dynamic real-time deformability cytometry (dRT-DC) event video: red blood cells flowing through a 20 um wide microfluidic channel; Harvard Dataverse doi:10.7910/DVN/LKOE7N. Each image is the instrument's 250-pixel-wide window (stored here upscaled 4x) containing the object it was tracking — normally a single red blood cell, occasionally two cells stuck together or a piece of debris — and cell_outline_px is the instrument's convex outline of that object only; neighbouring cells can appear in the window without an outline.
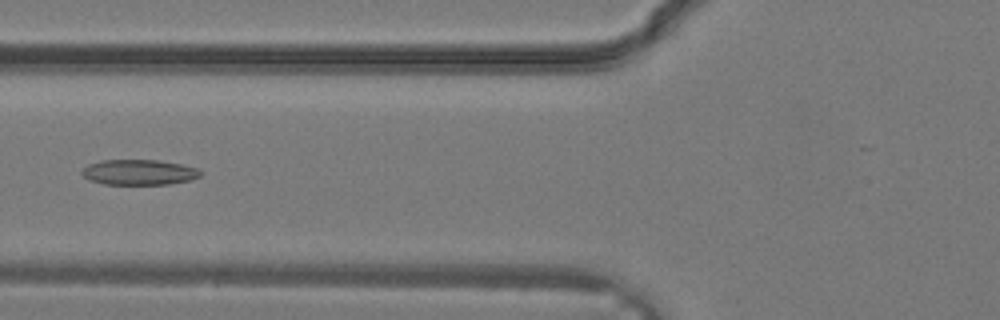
{"species": "common noctule bat (a hibernating species)", "species_latin": "Nyctalus noctula", "temperature_condition": "warm", "stored_images_in_passage": 24, "camera_frame_rate_fps": 3000, "um_per_image_px": 0.085, "animal": {"sex": "male", "body_mass_g": 19.2, "forearm_length_mm": 51.8}, "frame": {"image": 1, "passage_image": 6, "time_ms": 1.667, "image_size_px": [1000, 320], "cell_outline_px": [[204, 172], [200, 176], [192, 180], [168, 184], [104, 184], [88, 180], [80, 172], [88, 164], [100, 160], [160, 160], [200, 168]], "centroid_in_image_um": [11.85, 14.64], "position_along_channel_um": 113.9, "area_um2": 17.74}}
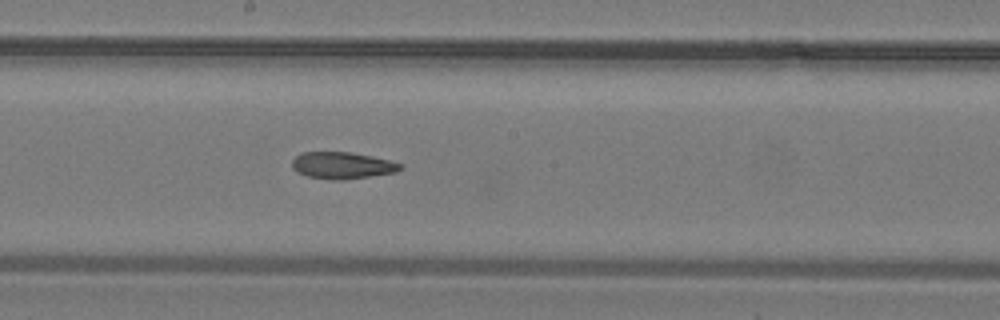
{"frame": {"image": 2, "passage_image": 11, "time_ms": 3.333, "image_size_px": [1000, 320], "cell_outline_px": [[404, 168], [396, 172], [344, 180], [332, 180], [308, 176], [296, 172], [292, 168], [292, 160], [296, 156], [304, 152], [348, 152], [372, 156], [404, 164]], "centroid_in_image_um": [29.11, 14.06], "position_along_channel_um": 219.1, "area_um2": 16.94}}
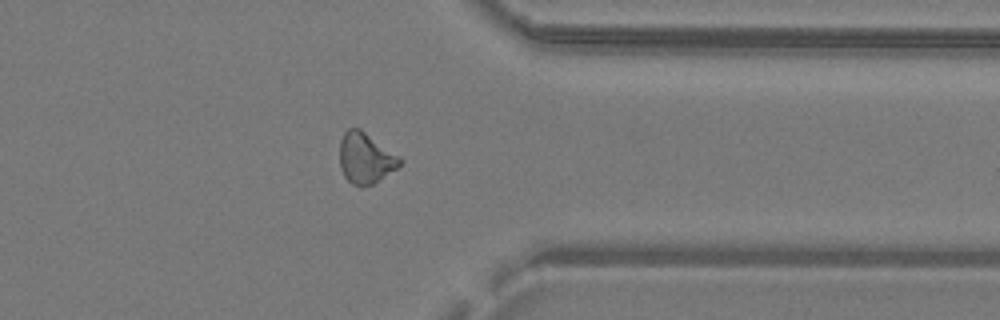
{"frame": {"image": 3, "passage_image": 19, "time_ms": 6.0, "image_size_px": [1000, 320], "cell_outline_px": [[404, 160], [396, 168], [372, 184], [360, 188], [352, 184], [344, 176], [340, 168], [340, 140], [344, 132], [348, 128], [360, 128], [400, 156]], "centroid_in_image_um": [31.06, 13.43], "position_along_channel_um": 380.3, "area_um2": 17.86}}